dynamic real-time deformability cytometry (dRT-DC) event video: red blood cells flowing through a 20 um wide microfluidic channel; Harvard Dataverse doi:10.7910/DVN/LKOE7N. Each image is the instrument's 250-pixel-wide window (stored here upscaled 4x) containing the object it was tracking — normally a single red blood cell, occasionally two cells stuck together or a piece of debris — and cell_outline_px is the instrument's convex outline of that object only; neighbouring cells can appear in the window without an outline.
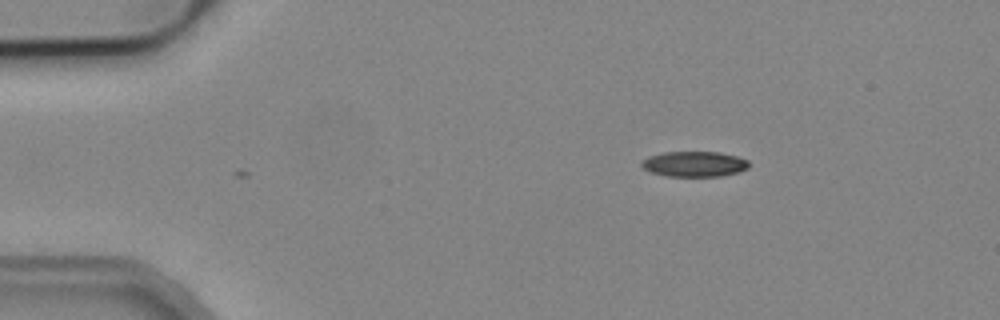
{"species": "common noctule bat (a hibernating species)", "species_latin": "Nyctalus noctula", "temperature_condition": "cold", "stored_images_in_passage": 2, "camera_frame_rate_fps": 3000, "um_per_image_px": 0.085, "animal": {"sex": "male", "body_mass_g": 19.2, "forearm_length_mm": 51.8}, "frame": {"image": 1, "passage_image": 1, "time_ms": 0.0, "image_size_px": [1000, 320], "cell_outline_px": [[748, 168], [740, 172], [720, 176], [668, 176], [652, 172], [644, 168], [640, 164], [648, 156], [664, 152], [720, 152], [736, 156], [748, 160]], "centroid_in_image_um": [59.04, 13.94], "position_along_channel_um": 26.0, "area_um2": 15.78}}